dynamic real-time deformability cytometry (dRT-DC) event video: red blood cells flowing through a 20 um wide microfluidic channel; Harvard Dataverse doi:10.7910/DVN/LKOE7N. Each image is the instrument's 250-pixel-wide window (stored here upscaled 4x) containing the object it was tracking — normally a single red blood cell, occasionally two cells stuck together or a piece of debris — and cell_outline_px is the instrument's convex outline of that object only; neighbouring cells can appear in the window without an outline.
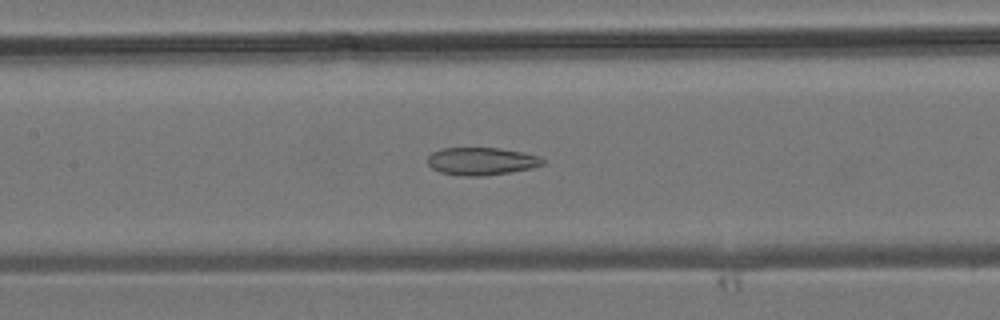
{"species": "common noctule bat (a hibernating species)", "species_latin": "Nyctalus noctula", "temperature_condition": "room temperature", "stored_images_in_passage": 36, "camera_frame_rate_fps": 3000, "um_per_image_px": 0.085, "animal": {"sex": "male", "body_mass_g": 19.2, "forearm_length_mm": 51.8}, "frame": {"image": 1, "passage_image": 13, "time_ms": 4.0, "image_size_px": [1000, 320], "cell_outline_px": [[544, 164], [532, 168], [508, 172], [480, 176], [464, 176], [440, 172], [432, 168], [428, 164], [428, 156], [432, 152], [440, 148], [500, 148], [524, 152], [540, 156], [544, 160]], "centroid_in_image_um": [40.93, 13.69], "position_along_channel_um": 166.5, "area_um2": 18.55}}
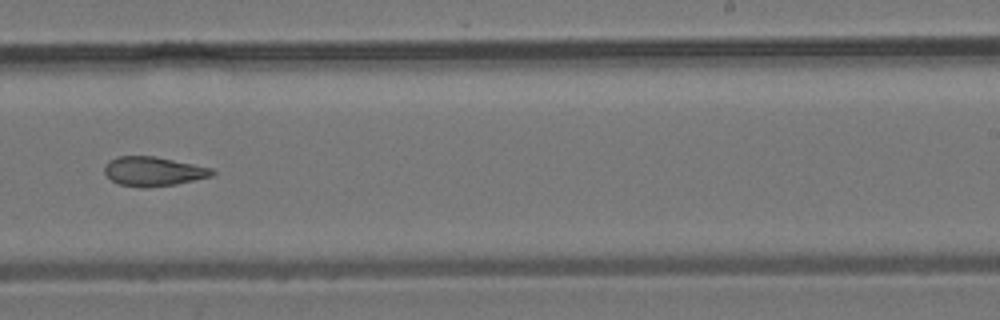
{"frame": {"image": 2, "passage_image": 20, "time_ms": 6.333, "image_size_px": [1000, 320], "cell_outline_px": [[216, 172], [212, 176], [176, 184], [144, 188], [140, 188], [120, 184], [112, 180], [104, 172], [104, 168], [116, 156], [156, 156], [212, 168]], "centroid_in_image_um": [13.06, 14.57], "position_along_channel_um": 275.9, "area_um2": 18.26}}
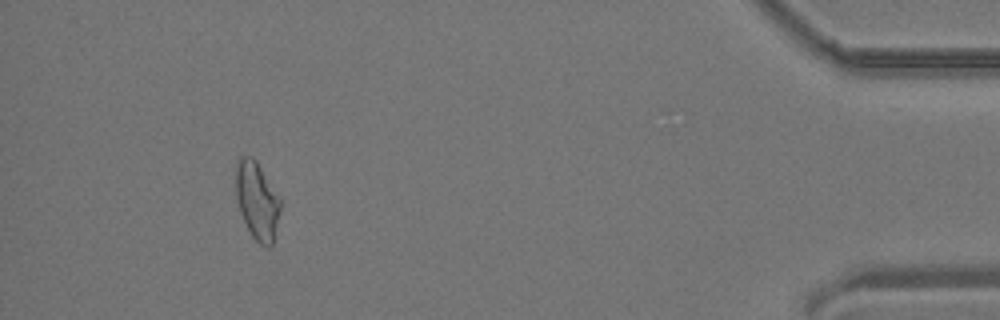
{"frame": {"image": 3, "passage_image": 33, "time_ms": 10.667, "image_size_px": [1000, 320], "cell_outline_px": [[280, 212], [272, 244], [268, 248], [260, 244], [252, 236], [240, 212], [236, 200], [236, 160], [240, 156], [252, 156], [256, 160], [280, 200]], "centroid_in_image_um": [21.82, 17.04], "position_along_channel_um": 413.4, "area_um2": 19.88}}